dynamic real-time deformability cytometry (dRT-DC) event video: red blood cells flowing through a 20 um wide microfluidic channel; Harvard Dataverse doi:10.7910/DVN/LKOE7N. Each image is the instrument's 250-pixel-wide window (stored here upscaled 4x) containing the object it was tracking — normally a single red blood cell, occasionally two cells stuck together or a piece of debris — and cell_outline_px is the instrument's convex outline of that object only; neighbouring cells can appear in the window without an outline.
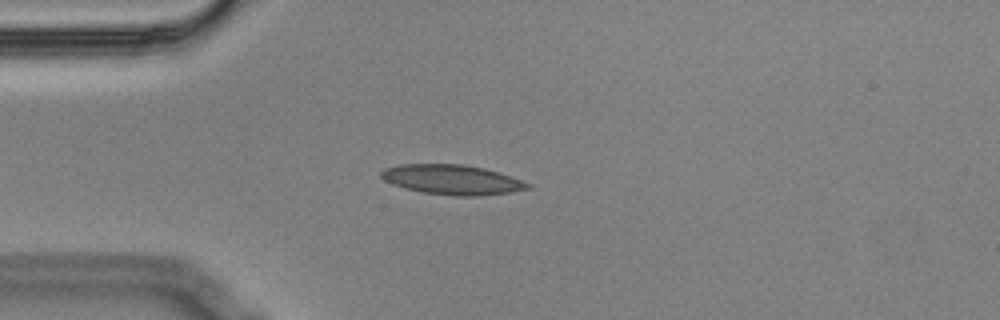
{"species": "Egyptian fruit bat (a non-hibernating species)", "species_latin": "Rousettus aegyptiacus", "temperature_condition": "cold", "stored_images_in_passage": 4, "camera_frame_rate_fps": 3000, "um_per_image_px": 0.085, "animal": {"sex": "male"}, "frame": {"image": 1, "passage_image": 4, "time_ms": 1.0, "image_size_px": [1000, 320], "cell_outline_px": [[532, 188], [508, 192], [480, 196], [456, 196], [424, 192], [404, 188], [392, 184], [384, 180], [380, 176], [380, 172], [384, 168], [400, 164], [464, 164], [484, 168], [532, 184]], "centroid_in_image_um": [38.39, 15.27], "position_along_channel_um": 46.6, "area_um2": 25.32}}